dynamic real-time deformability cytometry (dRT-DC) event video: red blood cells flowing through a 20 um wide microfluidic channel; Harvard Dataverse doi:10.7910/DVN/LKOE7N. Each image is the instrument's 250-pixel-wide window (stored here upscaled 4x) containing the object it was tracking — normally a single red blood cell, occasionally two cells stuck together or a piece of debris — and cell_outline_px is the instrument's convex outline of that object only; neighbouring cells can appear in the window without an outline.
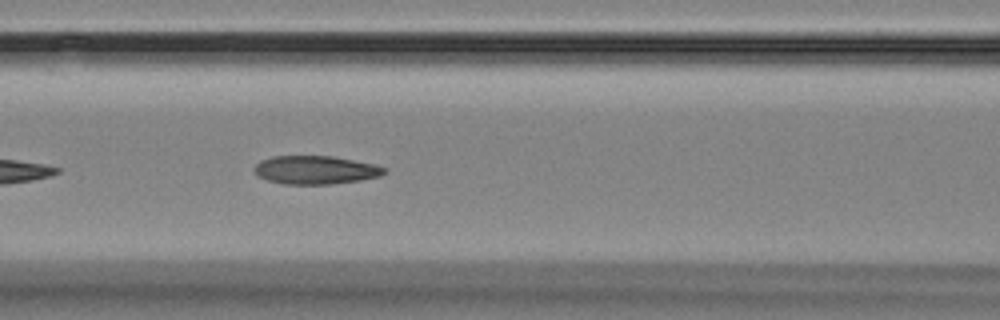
{"species": "Egyptian fruit bat (a non-hibernating species)", "species_latin": "Rousettus aegyptiacus", "temperature_condition": "room temperature", "stored_images_in_passage": 7, "camera_frame_rate_fps": 3000, "um_per_image_px": 0.085, "animal": {"sex": "female"}, "frame": {"image": 1, "passage_image": 7, "time_ms": 7.667, "image_size_px": [1000, 320], "cell_outline_px": [[388, 172], [380, 176], [360, 180], [328, 184], [284, 184], [268, 180], [256, 176], [252, 172], [252, 168], [260, 160], [272, 156], [332, 156], [376, 164], [388, 168]], "centroid_in_image_um": [26.8, 14.44], "position_along_channel_um": 139.8, "area_um2": 21.79}}